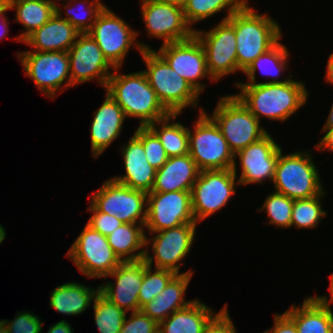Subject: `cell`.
Wrapping results in <instances>:
<instances>
[{
	"mask_svg": "<svg viewBox=\"0 0 333 333\" xmlns=\"http://www.w3.org/2000/svg\"><path fill=\"white\" fill-rule=\"evenodd\" d=\"M16 315L11 321L2 320L7 333H42L44 323L38 316L27 311H19Z\"/></svg>",
	"mask_w": 333,
	"mask_h": 333,
	"instance_id": "ab89813d",
	"label": "cell"
},
{
	"mask_svg": "<svg viewBox=\"0 0 333 333\" xmlns=\"http://www.w3.org/2000/svg\"><path fill=\"white\" fill-rule=\"evenodd\" d=\"M197 223H186L175 228H169L153 233L154 237H146V252L144 260L147 265L160 269H168L180 274L181 263L191 250L195 240ZM157 234V235H156ZM152 244L150 245L149 243ZM152 246L153 255H149L148 245ZM154 260V261H153Z\"/></svg>",
	"mask_w": 333,
	"mask_h": 333,
	"instance_id": "5bb4252c",
	"label": "cell"
},
{
	"mask_svg": "<svg viewBox=\"0 0 333 333\" xmlns=\"http://www.w3.org/2000/svg\"><path fill=\"white\" fill-rule=\"evenodd\" d=\"M87 33L94 39L104 57L114 68L122 67L128 51L134 44V48H137L140 53L146 49H153L142 41L141 43L136 41L137 30L132 29L125 20L116 16L106 6Z\"/></svg>",
	"mask_w": 333,
	"mask_h": 333,
	"instance_id": "ba28073f",
	"label": "cell"
},
{
	"mask_svg": "<svg viewBox=\"0 0 333 333\" xmlns=\"http://www.w3.org/2000/svg\"><path fill=\"white\" fill-rule=\"evenodd\" d=\"M196 223L192 211L191 191L147 193L145 229L149 232Z\"/></svg>",
	"mask_w": 333,
	"mask_h": 333,
	"instance_id": "2e32d148",
	"label": "cell"
},
{
	"mask_svg": "<svg viewBox=\"0 0 333 333\" xmlns=\"http://www.w3.org/2000/svg\"><path fill=\"white\" fill-rule=\"evenodd\" d=\"M209 117L219 127L234 155L268 134L261 121L234 94L222 96Z\"/></svg>",
	"mask_w": 333,
	"mask_h": 333,
	"instance_id": "8992f818",
	"label": "cell"
},
{
	"mask_svg": "<svg viewBox=\"0 0 333 333\" xmlns=\"http://www.w3.org/2000/svg\"><path fill=\"white\" fill-rule=\"evenodd\" d=\"M157 52L199 94L206 88L205 84L199 82L200 79L207 77L215 82L206 67L204 48L195 35L183 41L162 44Z\"/></svg>",
	"mask_w": 333,
	"mask_h": 333,
	"instance_id": "ac0fdd59",
	"label": "cell"
},
{
	"mask_svg": "<svg viewBox=\"0 0 333 333\" xmlns=\"http://www.w3.org/2000/svg\"><path fill=\"white\" fill-rule=\"evenodd\" d=\"M330 291V299H328V296L320 295V296H314L326 309L331 310V303L333 304V273L330 275V286L328 288Z\"/></svg>",
	"mask_w": 333,
	"mask_h": 333,
	"instance_id": "c3c4849f",
	"label": "cell"
},
{
	"mask_svg": "<svg viewBox=\"0 0 333 333\" xmlns=\"http://www.w3.org/2000/svg\"><path fill=\"white\" fill-rule=\"evenodd\" d=\"M134 134L142 141L149 164L156 170L160 169L169 157L157 135L148 126H139Z\"/></svg>",
	"mask_w": 333,
	"mask_h": 333,
	"instance_id": "f35d334b",
	"label": "cell"
},
{
	"mask_svg": "<svg viewBox=\"0 0 333 333\" xmlns=\"http://www.w3.org/2000/svg\"><path fill=\"white\" fill-rule=\"evenodd\" d=\"M199 109V117L193 124V131L188 129L191 158L200 171L232 169L235 163L234 153L206 110Z\"/></svg>",
	"mask_w": 333,
	"mask_h": 333,
	"instance_id": "52a82bcc",
	"label": "cell"
},
{
	"mask_svg": "<svg viewBox=\"0 0 333 333\" xmlns=\"http://www.w3.org/2000/svg\"><path fill=\"white\" fill-rule=\"evenodd\" d=\"M17 57L25 71V76L32 79L37 89L47 97L54 98L63 85L62 89L73 87L67 52L26 50L18 52Z\"/></svg>",
	"mask_w": 333,
	"mask_h": 333,
	"instance_id": "30bf717a",
	"label": "cell"
},
{
	"mask_svg": "<svg viewBox=\"0 0 333 333\" xmlns=\"http://www.w3.org/2000/svg\"><path fill=\"white\" fill-rule=\"evenodd\" d=\"M281 151H283L282 147L275 142L269 133L259 141L238 151L234 155L235 163L233 167H236V159L239 158L242 169L238 178L240 185L262 184L267 179L273 182Z\"/></svg>",
	"mask_w": 333,
	"mask_h": 333,
	"instance_id": "d6986e66",
	"label": "cell"
},
{
	"mask_svg": "<svg viewBox=\"0 0 333 333\" xmlns=\"http://www.w3.org/2000/svg\"><path fill=\"white\" fill-rule=\"evenodd\" d=\"M159 1H162V2H169V3H173V4H177V5H180V6H184V4L188 1V0H159Z\"/></svg>",
	"mask_w": 333,
	"mask_h": 333,
	"instance_id": "816d5d0a",
	"label": "cell"
},
{
	"mask_svg": "<svg viewBox=\"0 0 333 333\" xmlns=\"http://www.w3.org/2000/svg\"><path fill=\"white\" fill-rule=\"evenodd\" d=\"M216 314L206 303L193 299L187 307L176 310L159 323L161 333H203L209 323L226 307Z\"/></svg>",
	"mask_w": 333,
	"mask_h": 333,
	"instance_id": "484cf974",
	"label": "cell"
},
{
	"mask_svg": "<svg viewBox=\"0 0 333 333\" xmlns=\"http://www.w3.org/2000/svg\"><path fill=\"white\" fill-rule=\"evenodd\" d=\"M67 53L73 87L97 78L99 85L105 88L114 67L88 33H81Z\"/></svg>",
	"mask_w": 333,
	"mask_h": 333,
	"instance_id": "e0dca14e",
	"label": "cell"
},
{
	"mask_svg": "<svg viewBox=\"0 0 333 333\" xmlns=\"http://www.w3.org/2000/svg\"><path fill=\"white\" fill-rule=\"evenodd\" d=\"M99 292L100 287L94 289L69 281L52 290L50 308L63 315L78 316L91 306Z\"/></svg>",
	"mask_w": 333,
	"mask_h": 333,
	"instance_id": "83f0119b",
	"label": "cell"
},
{
	"mask_svg": "<svg viewBox=\"0 0 333 333\" xmlns=\"http://www.w3.org/2000/svg\"><path fill=\"white\" fill-rule=\"evenodd\" d=\"M248 0L227 21L234 27L237 63L244 72L259 56L275 46L282 38L279 23L268 16L258 14L248 5Z\"/></svg>",
	"mask_w": 333,
	"mask_h": 333,
	"instance_id": "3957f363",
	"label": "cell"
},
{
	"mask_svg": "<svg viewBox=\"0 0 333 333\" xmlns=\"http://www.w3.org/2000/svg\"><path fill=\"white\" fill-rule=\"evenodd\" d=\"M10 10L9 5L6 1H3L0 4V39L4 38L8 33V23L7 17L5 16V12Z\"/></svg>",
	"mask_w": 333,
	"mask_h": 333,
	"instance_id": "bcb514c9",
	"label": "cell"
},
{
	"mask_svg": "<svg viewBox=\"0 0 333 333\" xmlns=\"http://www.w3.org/2000/svg\"><path fill=\"white\" fill-rule=\"evenodd\" d=\"M263 333H298L295 323L285 314H274V327Z\"/></svg>",
	"mask_w": 333,
	"mask_h": 333,
	"instance_id": "ee69618b",
	"label": "cell"
},
{
	"mask_svg": "<svg viewBox=\"0 0 333 333\" xmlns=\"http://www.w3.org/2000/svg\"><path fill=\"white\" fill-rule=\"evenodd\" d=\"M293 204L294 199L274 191L266 197L263 206L257 210L260 212L266 210L269 219L268 224L288 229L291 228Z\"/></svg>",
	"mask_w": 333,
	"mask_h": 333,
	"instance_id": "74e56055",
	"label": "cell"
},
{
	"mask_svg": "<svg viewBox=\"0 0 333 333\" xmlns=\"http://www.w3.org/2000/svg\"><path fill=\"white\" fill-rule=\"evenodd\" d=\"M247 0H188L184 6L186 22L192 26L194 23L203 21L217 13L227 9V14L222 21H225L237 11Z\"/></svg>",
	"mask_w": 333,
	"mask_h": 333,
	"instance_id": "d6a6232c",
	"label": "cell"
},
{
	"mask_svg": "<svg viewBox=\"0 0 333 333\" xmlns=\"http://www.w3.org/2000/svg\"><path fill=\"white\" fill-rule=\"evenodd\" d=\"M89 198L99 212L117 216L124 223H146L147 193L144 191L129 188L111 178Z\"/></svg>",
	"mask_w": 333,
	"mask_h": 333,
	"instance_id": "7c38bea8",
	"label": "cell"
},
{
	"mask_svg": "<svg viewBox=\"0 0 333 333\" xmlns=\"http://www.w3.org/2000/svg\"><path fill=\"white\" fill-rule=\"evenodd\" d=\"M237 167L201 170L191 190L192 211L196 223L221 210L240 185Z\"/></svg>",
	"mask_w": 333,
	"mask_h": 333,
	"instance_id": "9c48e42d",
	"label": "cell"
},
{
	"mask_svg": "<svg viewBox=\"0 0 333 333\" xmlns=\"http://www.w3.org/2000/svg\"><path fill=\"white\" fill-rule=\"evenodd\" d=\"M178 115L180 114H170L166 118L155 121L148 126L159 138L168 157L189 154L188 128L182 123L171 122V120H176ZM158 125L160 128L157 127Z\"/></svg>",
	"mask_w": 333,
	"mask_h": 333,
	"instance_id": "1f68e13d",
	"label": "cell"
},
{
	"mask_svg": "<svg viewBox=\"0 0 333 333\" xmlns=\"http://www.w3.org/2000/svg\"><path fill=\"white\" fill-rule=\"evenodd\" d=\"M94 321L99 333H119L126 318V312L111 303L100 292L93 303Z\"/></svg>",
	"mask_w": 333,
	"mask_h": 333,
	"instance_id": "d590c367",
	"label": "cell"
},
{
	"mask_svg": "<svg viewBox=\"0 0 333 333\" xmlns=\"http://www.w3.org/2000/svg\"><path fill=\"white\" fill-rule=\"evenodd\" d=\"M103 104L94 112L91 124V152L98 158L119 136L126 119L116 101L105 92Z\"/></svg>",
	"mask_w": 333,
	"mask_h": 333,
	"instance_id": "44dd1931",
	"label": "cell"
},
{
	"mask_svg": "<svg viewBox=\"0 0 333 333\" xmlns=\"http://www.w3.org/2000/svg\"><path fill=\"white\" fill-rule=\"evenodd\" d=\"M88 209L93 215L89 218L87 225L104 236L109 235L124 223L117 216L99 212L91 203Z\"/></svg>",
	"mask_w": 333,
	"mask_h": 333,
	"instance_id": "b9f144b4",
	"label": "cell"
},
{
	"mask_svg": "<svg viewBox=\"0 0 333 333\" xmlns=\"http://www.w3.org/2000/svg\"><path fill=\"white\" fill-rule=\"evenodd\" d=\"M6 237V232L3 226L0 224V244L3 242V240Z\"/></svg>",
	"mask_w": 333,
	"mask_h": 333,
	"instance_id": "f5cc1de1",
	"label": "cell"
},
{
	"mask_svg": "<svg viewBox=\"0 0 333 333\" xmlns=\"http://www.w3.org/2000/svg\"><path fill=\"white\" fill-rule=\"evenodd\" d=\"M284 313L295 323L298 333H333V312L314 296L308 295L301 307L293 304Z\"/></svg>",
	"mask_w": 333,
	"mask_h": 333,
	"instance_id": "4316f807",
	"label": "cell"
},
{
	"mask_svg": "<svg viewBox=\"0 0 333 333\" xmlns=\"http://www.w3.org/2000/svg\"><path fill=\"white\" fill-rule=\"evenodd\" d=\"M309 152L312 151L279 153L272 182L275 191L294 200L312 198L325 191Z\"/></svg>",
	"mask_w": 333,
	"mask_h": 333,
	"instance_id": "5b68a950",
	"label": "cell"
},
{
	"mask_svg": "<svg viewBox=\"0 0 333 333\" xmlns=\"http://www.w3.org/2000/svg\"><path fill=\"white\" fill-rule=\"evenodd\" d=\"M200 170L190 154L169 157L156 170L151 192L191 191Z\"/></svg>",
	"mask_w": 333,
	"mask_h": 333,
	"instance_id": "cb8c5ba5",
	"label": "cell"
},
{
	"mask_svg": "<svg viewBox=\"0 0 333 333\" xmlns=\"http://www.w3.org/2000/svg\"><path fill=\"white\" fill-rule=\"evenodd\" d=\"M146 264L144 260V274L139 292V308L157 297L177 275L176 272L168 269L155 268Z\"/></svg>",
	"mask_w": 333,
	"mask_h": 333,
	"instance_id": "8d00e7d4",
	"label": "cell"
},
{
	"mask_svg": "<svg viewBox=\"0 0 333 333\" xmlns=\"http://www.w3.org/2000/svg\"><path fill=\"white\" fill-rule=\"evenodd\" d=\"M192 274L191 270L177 274L157 297L141 308V311L159 324L176 310L187 307L193 302L192 299L185 301L184 296Z\"/></svg>",
	"mask_w": 333,
	"mask_h": 333,
	"instance_id": "d4e9b609",
	"label": "cell"
},
{
	"mask_svg": "<svg viewBox=\"0 0 333 333\" xmlns=\"http://www.w3.org/2000/svg\"><path fill=\"white\" fill-rule=\"evenodd\" d=\"M73 329L71 328V324L66 320L59 321L54 325H51L48 328L47 333H73Z\"/></svg>",
	"mask_w": 333,
	"mask_h": 333,
	"instance_id": "7dc6e473",
	"label": "cell"
},
{
	"mask_svg": "<svg viewBox=\"0 0 333 333\" xmlns=\"http://www.w3.org/2000/svg\"><path fill=\"white\" fill-rule=\"evenodd\" d=\"M289 52L285 45L280 41L269 49L266 53L259 55L243 72L248 78V82H236V85H256L258 83H283L287 82L288 79L279 81L278 76L280 73H284L288 68ZM260 69L264 76L272 77L270 81L256 82V72Z\"/></svg>",
	"mask_w": 333,
	"mask_h": 333,
	"instance_id": "4dcf8cb0",
	"label": "cell"
},
{
	"mask_svg": "<svg viewBox=\"0 0 333 333\" xmlns=\"http://www.w3.org/2000/svg\"><path fill=\"white\" fill-rule=\"evenodd\" d=\"M79 272L89 278L108 276L122 261L102 235L87 224L66 253Z\"/></svg>",
	"mask_w": 333,
	"mask_h": 333,
	"instance_id": "8fae6325",
	"label": "cell"
},
{
	"mask_svg": "<svg viewBox=\"0 0 333 333\" xmlns=\"http://www.w3.org/2000/svg\"><path fill=\"white\" fill-rule=\"evenodd\" d=\"M81 33L56 12L39 29L31 33L24 41L33 51L67 52Z\"/></svg>",
	"mask_w": 333,
	"mask_h": 333,
	"instance_id": "603a6c76",
	"label": "cell"
},
{
	"mask_svg": "<svg viewBox=\"0 0 333 333\" xmlns=\"http://www.w3.org/2000/svg\"><path fill=\"white\" fill-rule=\"evenodd\" d=\"M144 228L143 224L123 223L107 235L109 245L122 262L144 259L147 236Z\"/></svg>",
	"mask_w": 333,
	"mask_h": 333,
	"instance_id": "f1b7e54d",
	"label": "cell"
},
{
	"mask_svg": "<svg viewBox=\"0 0 333 333\" xmlns=\"http://www.w3.org/2000/svg\"><path fill=\"white\" fill-rule=\"evenodd\" d=\"M240 93L234 94L245 107L260 121L285 122L308 102V90L304 82L289 78L283 83H258L236 85Z\"/></svg>",
	"mask_w": 333,
	"mask_h": 333,
	"instance_id": "6da1fadb",
	"label": "cell"
},
{
	"mask_svg": "<svg viewBox=\"0 0 333 333\" xmlns=\"http://www.w3.org/2000/svg\"><path fill=\"white\" fill-rule=\"evenodd\" d=\"M63 3H66L63 5L64 9H65V14L66 17L62 16V11L61 8L59 7V5L56 3V13L63 19L67 20L71 25H73L80 33H87L92 25L95 23L97 16L99 15V13L104 9V7L106 6L105 4H103V2H101L100 0H63ZM73 1L75 3L78 2V6L79 9H81V13L78 14V12H76V9L72 6L75 5L72 4ZM77 1V2H76ZM85 6V7H84ZM77 13L75 14L74 13Z\"/></svg>",
	"mask_w": 333,
	"mask_h": 333,
	"instance_id": "836d02e7",
	"label": "cell"
},
{
	"mask_svg": "<svg viewBox=\"0 0 333 333\" xmlns=\"http://www.w3.org/2000/svg\"><path fill=\"white\" fill-rule=\"evenodd\" d=\"M194 35L204 48L206 67L215 82L231 73L243 72L237 63L235 30L227 20H221L207 32L196 28Z\"/></svg>",
	"mask_w": 333,
	"mask_h": 333,
	"instance_id": "4fadbf2b",
	"label": "cell"
},
{
	"mask_svg": "<svg viewBox=\"0 0 333 333\" xmlns=\"http://www.w3.org/2000/svg\"><path fill=\"white\" fill-rule=\"evenodd\" d=\"M120 151L126 173L112 179L129 188L151 192L156 169L147 161L142 141L134 134Z\"/></svg>",
	"mask_w": 333,
	"mask_h": 333,
	"instance_id": "7402d4cb",
	"label": "cell"
},
{
	"mask_svg": "<svg viewBox=\"0 0 333 333\" xmlns=\"http://www.w3.org/2000/svg\"><path fill=\"white\" fill-rule=\"evenodd\" d=\"M322 132H326V134L315 147L320 151L327 149L328 151L333 152V126L323 127Z\"/></svg>",
	"mask_w": 333,
	"mask_h": 333,
	"instance_id": "f6af8a7d",
	"label": "cell"
},
{
	"mask_svg": "<svg viewBox=\"0 0 333 333\" xmlns=\"http://www.w3.org/2000/svg\"><path fill=\"white\" fill-rule=\"evenodd\" d=\"M149 85L157 94L159 101L171 114H181L190 106L197 108L200 94L173 70L166 60L154 49L141 52Z\"/></svg>",
	"mask_w": 333,
	"mask_h": 333,
	"instance_id": "277c9868",
	"label": "cell"
},
{
	"mask_svg": "<svg viewBox=\"0 0 333 333\" xmlns=\"http://www.w3.org/2000/svg\"><path fill=\"white\" fill-rule=\"evenodd\" d=\"M326 192L318 196L308 199L294 200L292 208L291 227L302 229L316 228L321 218L326 217L327 213L322 208L321 199L324 198Z\"/></svg>",
	"mask_w": 333,
	"mask_h": 333,
	"instance_id": "e575fe53",
	"label": "cell"
},
{
	"mask_svg": "<svg viewBox=\"0 0 333 333\" xmlns=\"http://www.w3.org/2000/svg\"><path fill=\"white\" fill-rule=\"evenodd\" d=\"M6 2L10 10H16L15 21L21 23L26 30L15 37L19 42H23L56 12V2L53 0H7Z\"/></svg>",
	"mask_w": 333,
	"mask_h": 333,
	"instance_id": "f546056e",
	"label": "cell"
},
{
	"mask_svg": "<svg viewBox=\"0 0 333 333\" xmlns=\"http://www.w3.org/2000/svg\"><path fill=\"white\" fill-rule=\"evenodd\" d=\"M144 274V259L122 262L108 276L115 278L99 285L100 293L126 313L140 311L139 292Z\"/></svg>",
	"mask_w": 333,
	"mask_h": 333,
	"instance_id": "ffe728a7",
	"label": "cell"
},
{
	"mask_svg": "<svg viewBox=\"0 0 333 333\" xmlns=\"http://www.w3.org/2000/svg\"><path fill=\"white\" fill-rule=\"evenodd\" d=\"M141 14L146 33L162 39V44L183 41L194 35V29L186 22L183 7L159 0H141Z\"/></svg>",
	"mask_w": 333,
	"mask_h": 333,
	"instance_id": "9a60e30c",
	"label": "cell"
},
{
	"mask_svg": "<svg viewBox=\"0 0 333 333\" xmlns=\"http://www.w3.org/2000/svg\"><path fill=\"white\" fill-rule=\"evenodd\" d=\"M325 79L328 82V84H333V53H331V55H329L328 58Z\"/></svg>",
	"mask_w": 333,
	"mask_h": 333,
	"instance_id": "681fc988",
	"label": "cell"
},
{
	"mask_svg": "<svg viewBox=\"0 0 333 333\" xmlns=\"http://www.w3.org/2000/svg\"><path fill=\"white\" fill-rule=\"evenodd\" d=\"M203 333H237L227 306L209 323Z\"/></svg>",
	"mask_w": 333,
	"mask_h": 333,
	"instance_id": "7bdbcfd3",
	"label": "cell"
},
{
	"mask_svg": "<svg viewBox=\"0 0 333 333\" xmlns=\"http://www.w3.org/2000/svg\"><path fill=\"white\" fill-rule=\"evenodd\" d=\"M330 112H329V115H328V118L325 122V125L323 127H332L333 126V104L330 108Z\"/></svg>",
	"mask_w": 333,
	"mask_h": 333,
	"instance_id": "f907efd6",
	"label": "cell"
},
{
	"mask_svg": "<svg viewBox=\"0 0 333 333\" xmlns=\"http://www.w3.org/2000/svg\"><path fill=\"white\" fill-rule=\"evenodd\" d=\"M158 328L159 324L140 310L125 318L119 333H156Z\"/></svg>",
	"mask_w": 333,
	"mask_h": 333,
	"instance_id": "60d3db41",
	"label": "cell"
},
{
	"mask_svg": "<svg viewBox=\"0 0 333 333\" xmlns=\"http://www.w3.org/2000/svg\"><path fill=\"white\" fill-rule=\"evenodd\" d=\"M0 333H7L3 322L0 320Z\"/></svg>",
	"mask_w": 333,
	"mask_h": 333,
	"instance_id": "db71d44e",
	"label": "cell"
},
{
	"mask_svg": "<svg viewBox=\"0 0 333 333\" xmlns=\"http://www.w3.org/2000/svg\"><path fill=\"white\" fill-rule=\"evenodd\" d=\"M114 68L105 86L106 92L122 108L126 118L140 119L139 126L147 127L171 113L159 101L142 71L119 74Z\"/></svg>",
	"mask_w": 333,
	"mask_h": 333,
	"instance_id": "7a4b0ae2",
	"label": "cell"
}]
</instances>
